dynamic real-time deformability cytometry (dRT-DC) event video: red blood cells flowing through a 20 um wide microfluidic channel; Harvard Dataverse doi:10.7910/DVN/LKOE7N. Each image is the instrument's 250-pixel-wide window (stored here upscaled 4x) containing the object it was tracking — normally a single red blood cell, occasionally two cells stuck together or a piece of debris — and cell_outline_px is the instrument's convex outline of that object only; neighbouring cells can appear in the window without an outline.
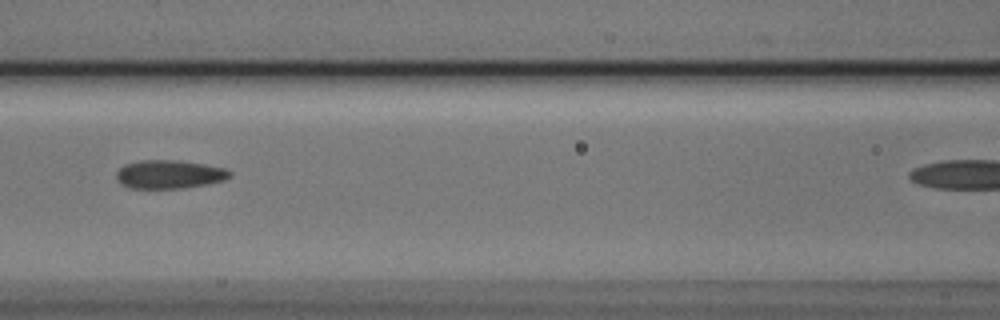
{"species": "Egyptian fruit bat (a non-hibernating species)", "species_latin": "Rousettus aegyptiacus", "temperature_condition": "cold", "stored_images_in_passage": 8, "camera_frame_rate_fps": 3000, "um_per_image_px": 0.085, "animal": {"sex": "male"}, "frame": {"image": 1, "passage_image": 5, "time_ms": 1.333, "image_size_px": [1000, 320], "cell_outline_px": [[232, 176], [224, 180], [208, 184], [180, 188], [128, 188], [120, 184], [116, 176], [116, 172], [124, 164], [140, 160], [180, 160], [228, 168], [232, 172]], "centroid_in_image_um": [14.41, 14.81], "position_along_channel_um": 152.2, "area_um2": 19.07}}
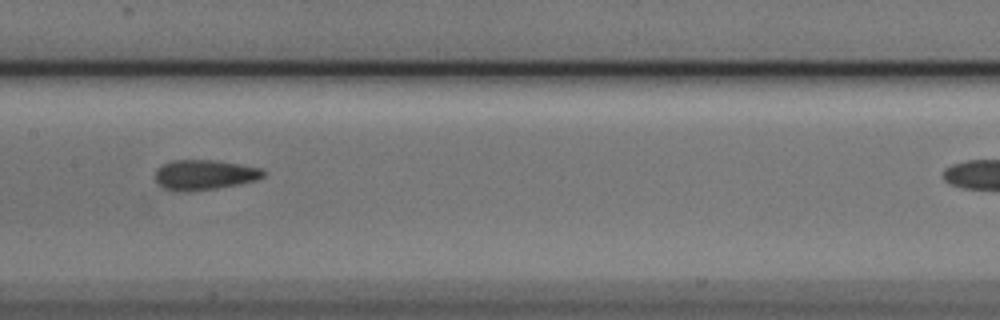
{"frame": {"image": 2, "passage_image": 6, "time_ms": 1.667, "image_size_px": [1000, 320], "cell_outline_px": [[264, 176], [256, 180], [216, 188], [188, 192], [180, 192], [164, 188], [156, 184], [156, 168], [172, 160], [216, 160], [264, 168]], "centroid_in_image_um": [17.36, 14.86], "position_along_channel_um": 190.0, "area_um2": 19.02}}
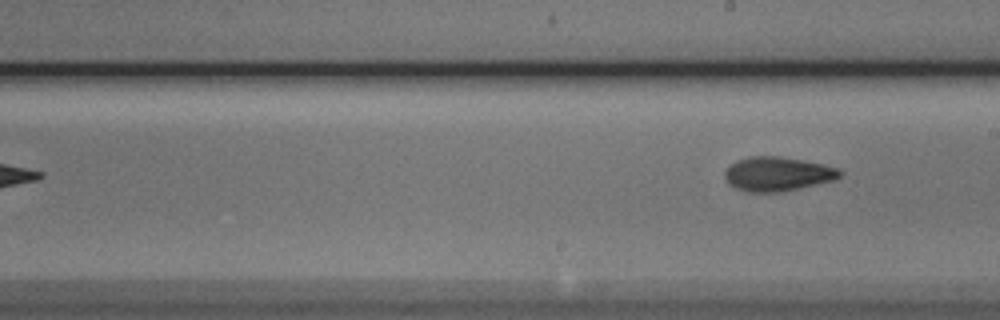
{"frame": {"image": 3, "passage_image": 8, "time_ms": 2.333, "image_size_px": [1000, 320], "cell_outline_px": [[844, 172], [836, 180], [780, 192], [748, 192], [736, 188], [728, 184], [724, 176], [724, 172], [736, 160], [748, 156], [776, 156], [824, 164], [840, 168]], "centroid_in_image_um": [66.11, 14.79], "position_along_channel_um": 222.9, "area_um2": 23.0}}